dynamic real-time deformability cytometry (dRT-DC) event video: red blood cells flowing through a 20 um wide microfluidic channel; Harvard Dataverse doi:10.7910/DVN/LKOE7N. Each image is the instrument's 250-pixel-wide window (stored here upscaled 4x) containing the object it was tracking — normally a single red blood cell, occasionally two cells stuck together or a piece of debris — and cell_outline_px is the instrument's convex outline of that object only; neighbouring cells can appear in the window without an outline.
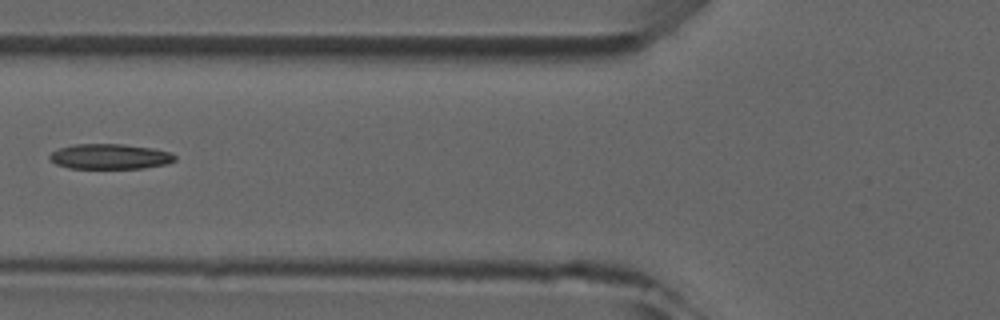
{"species": "common noctule bat (a hibernating species)", "species_latin": "Nyctalus noctula", "temperature_condition": "room temperature", "stored_images_in_passage": 7, "camera_frame_rate_fps": 3000, "um_per_image_px": 0.085, "animal": {"sex": "male", "forearm_length_mm": 52.5}, "frame": {"image": 1, "passage_image": 6, "time_ms": 7.0, "image_size_px": [1000, 320], "cell_outline_px": [[176, 160], [164, 164], [144, 168], [68, 168], [56, 164], [48, 156], [52, 152], [60, 148], [76, 144], [124, 144], [152, 148], [172, 152], [176, 156]], "centroid_in_image_um": [9.37, 13.3], "position_along_channel_um": 116.4, "area_um2": 18.32}}
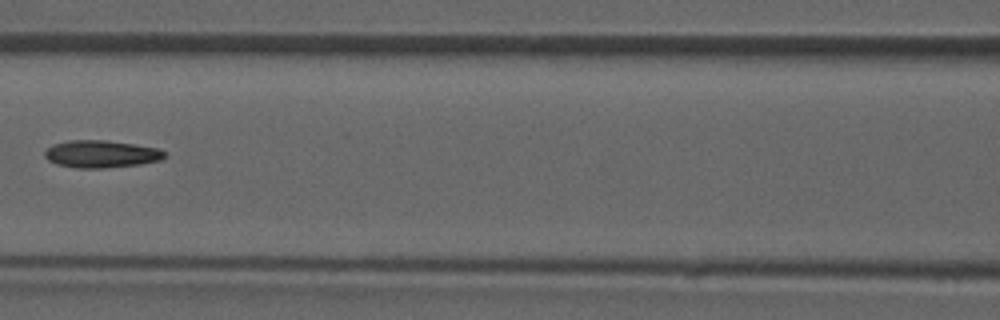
{"frame": {"image": 2, "passage_image": 7, "time_ms": 8.0, "image_size_px": [1000, 320], "cell_outline_px": [[168, 156], [160, 160], [140, 164], [104, 168], [76, 168], [56, 164], [48, 160], [44, 156], [44, 152], [52, 144], [68, 140], [108, 140], [160, 148]], "centroid_in_image_um": [8.6, 13.08], "position_along_channel_um": 158.0, "area_um2": 19.31}}